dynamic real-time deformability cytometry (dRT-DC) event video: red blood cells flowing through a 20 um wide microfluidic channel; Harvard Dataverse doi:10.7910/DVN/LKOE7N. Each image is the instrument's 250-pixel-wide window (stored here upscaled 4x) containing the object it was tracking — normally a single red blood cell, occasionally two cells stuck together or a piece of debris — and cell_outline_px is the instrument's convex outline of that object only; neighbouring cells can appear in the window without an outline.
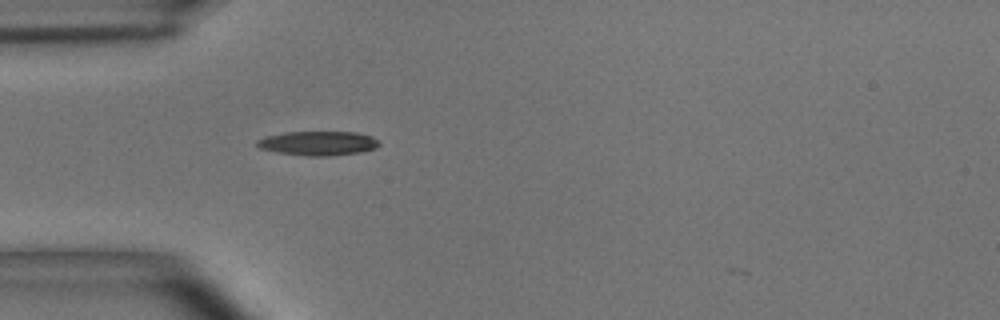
{"species": "common noctule bat (a hibernating species)", "species_latin": "Nyctalus noctula", "temperature_condition": "room temperature", "stored_images_in_passage": 6, "camera_frame_rate_fps": 3000, "um_per_image_px": 0.085, "animal": {"sex": "male", "body_mass_g": 15.6}, "frame": {"image": 1, "passage_image": 5, "time_ms": 1.333, "image_size_px": [1000, 320], "cell_outline_px": [[380, 144], [376, 148], [356, 152], [328, 156], [308, 156], [276, 152], [260, 148], [256, 144], [256, 140], [268, 136], [284, 132], [356, 132], [372, 136], [380, 140]], "centroid_in_image_um": [27.05, 12.17], "position_along_channel_um": 58.0, "area_um2": 17.17}}